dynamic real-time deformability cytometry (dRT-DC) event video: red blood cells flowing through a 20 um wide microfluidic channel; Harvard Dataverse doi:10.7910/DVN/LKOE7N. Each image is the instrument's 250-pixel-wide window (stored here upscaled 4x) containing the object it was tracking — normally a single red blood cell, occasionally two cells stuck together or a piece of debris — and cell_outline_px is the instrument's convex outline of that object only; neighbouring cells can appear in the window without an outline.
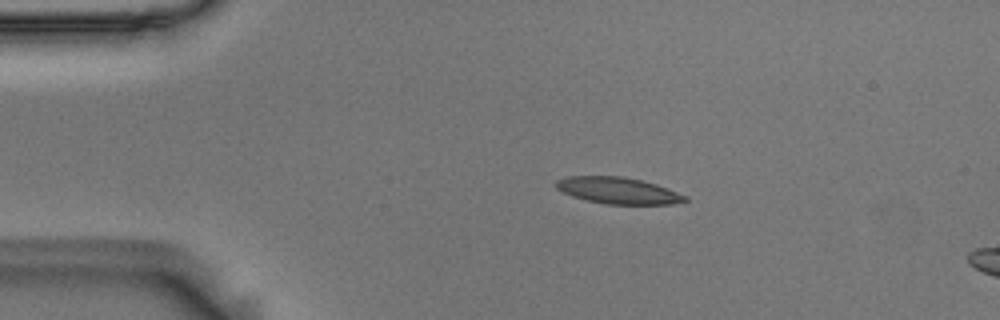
{"species": "Egyptian fruit bat (a non-hibernating species)", "species_latin": "Rousettus aegyptiacus", "temperature_condition": "room temperature", "stored_images_in_passage": 6, "camera_frame_rate_fps": 3000, "um_per_image_px": 0.085, "animal": {"sex": "male"}, "frame": {"image": 1, "passage_image": 1, "time_ms": 0.0, "image_size_px": [1000, 320], "cell_outline_px": [[688, 200], [672, 204], [604, 204], [572, 196], [556, 188], [556, 180], [568, 176], [624, 176], [656, 184], [668, 188], [688, 196]], "centroid_in_image_um": [52.56, 16.19], "position_along_channel_um": 32.4, "area_um2": 19.88}}